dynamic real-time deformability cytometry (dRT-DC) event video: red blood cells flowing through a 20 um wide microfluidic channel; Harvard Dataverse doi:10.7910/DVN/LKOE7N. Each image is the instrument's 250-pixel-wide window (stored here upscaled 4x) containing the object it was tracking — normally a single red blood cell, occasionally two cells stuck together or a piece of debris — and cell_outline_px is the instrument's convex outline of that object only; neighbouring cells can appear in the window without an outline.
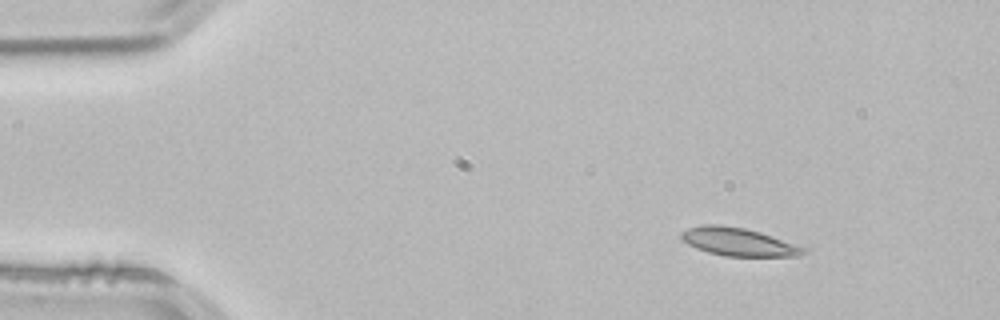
{"species": "common noctule bat (a hibernating species)", "species_latin": "Nyctalus noctula", "temperature_condition": "room temperature", "stored_images_in_passage": 47, "camera_frame_rate_fps": 3000, "um_per_image_px": 0.085, "animal": {"sex": "male", "body_mass_g": 21.5, "forearm_length_mm": 52.0}, "frame": {"image": 1, "passage_image": 1, "time_ms": 0.0, "image_size_px": [1000, 320], "cell_outline_px": [[808, 252], [800, 256], [724, 256], [708, 252], [696, 248], [688, 244], [680, 236], [680, 232], [688, 228], [704, 224], [716, 224], [744, 228], [760, 232], [808, 248]], "centroid_in_image_um": [62.79, 20.56], "position_along_channel_um": 22.2, "area_um2": 20.0}}
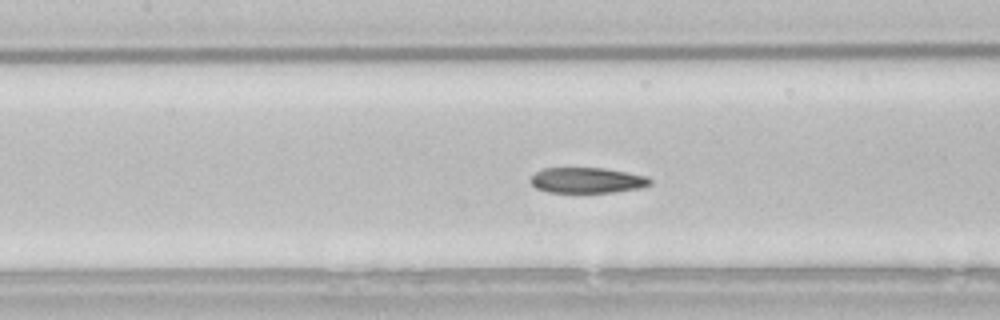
{"frame": {"image": 2, "passage_image": 18, "time_ms": 5.667, "image_size_px": [1000, 320], "cell_outline_px": [[652, 184], [640, 188], [612, 192], [548, 192], [536, 188], [528, 180], [536, 172], [544, 168], [604, 168], [648, 176], [652, 180]], "centroid_in_image_um": [49.91, 15.32], "position_along_channel_um": 157.5, "area_um2": 17.8}}
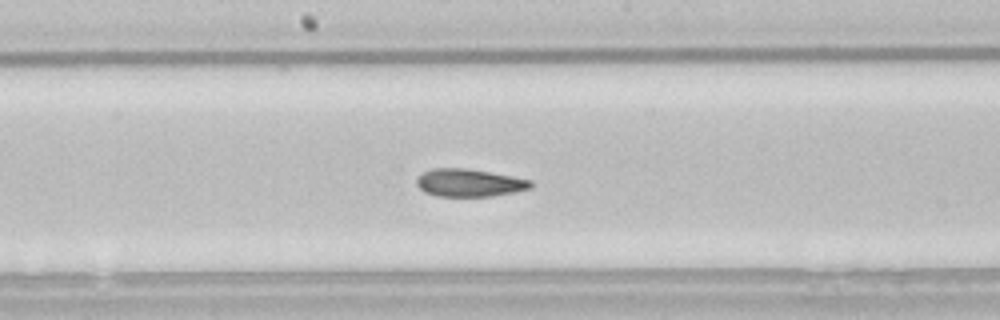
{"frame": {"image": 3, "passage_image": 22, "time_ms": 7.0, "image_size_px": [1000, 320], "cell_outline_px": [[532, 188], [492, 196], [436, 196], [424, 192], [416, 184], [416, 180], [424, 172], [432, 168], [464, 168], [512, 176], [532, 180]], "centroid_in_image_um": [39.88, 15.54], "position_along_channel_um": 208.3, "area_um2": 18.26}, "authors_computed_cell_mechanics": {"area_um2": 19.2474, "velocity_mm_per_s": 3.818, "shape_relaxation_time_tau1_ms": 4.6569, "shape_relaxation_time_tau2_ms": 3.0368, "deformation_change_tau1": 0.1342, "deformation_change_tau2": 0.0925}}